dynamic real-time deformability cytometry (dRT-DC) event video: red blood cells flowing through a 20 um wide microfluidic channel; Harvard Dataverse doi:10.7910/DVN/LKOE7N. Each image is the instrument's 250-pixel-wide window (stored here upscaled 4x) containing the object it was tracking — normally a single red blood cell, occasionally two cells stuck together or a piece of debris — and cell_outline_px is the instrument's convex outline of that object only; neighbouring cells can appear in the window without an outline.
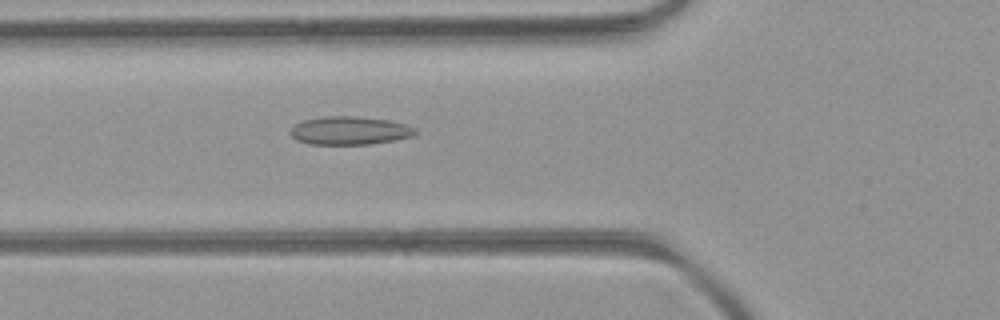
{"species": "common noctule bat (a hibernating species)", "species_latin": "Nyctalus noctula", "temperature_condition": "room temperature", "stored_images_in_passage": 51, "camera_frame_rate_fps": 3000, "um_per_image_px": 0.085, "animal": {"sex": "female", "body_mass_g": 21.9}, "frame": {"image": 1, "passage_image": 19, "time_ms": 6.0, "image_size_px": [1000, 320], "cell_outline_px": [[416, 132], [412, 136], [396, 140], [372, 144], [308, 144], [296, 140], [288, 132], [296, 124], [304, 120], [324, 116], [356, 116], [388, 120], [404, 124], [416, 128]], "centroid_in_image_um": [29.71, 11.1], "position_along_channel_um": 96.1, "area_um2": 20.58}}
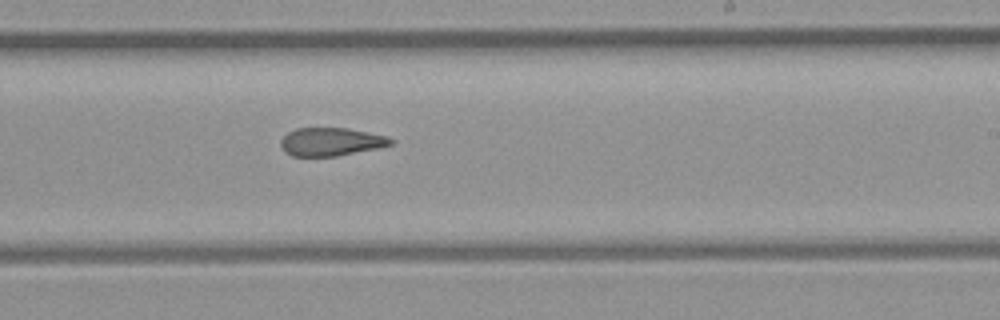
{"frame": {"image": 2, "passage_image": 31, "time_ms": 10.0, "image_size_px": [1000, 320], "cell_outline_px": [[396, 140], [392, 144], [376, 148], [336, 156], [292, 156], [284, 152], [280, 144], [280, 140], [288, 132], [296, 128], [348, 128], [388, 136]], "centroid_in_image_um": [28.12, 12.04], "position_along_channel_um": 260.9, "area_um2": 18.09}}
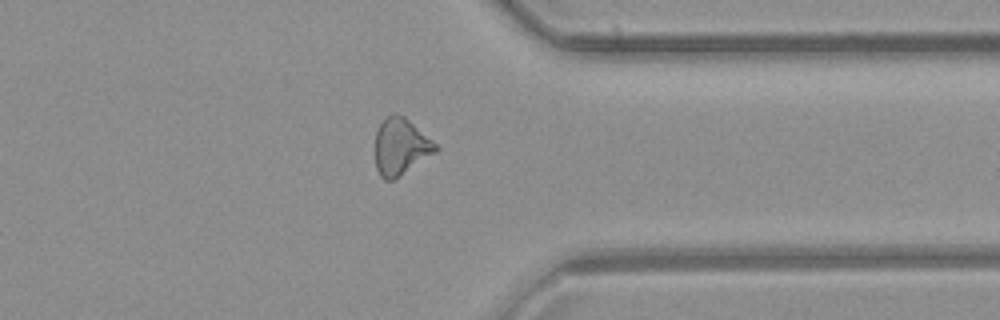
{"frame": {"image": 3, "passage_image": 40, "time_ms": 13.0, "image_size_px": [1000, 320], "cell_outline_px": [[440, 148], [436, 152], [392, 180], [384, 180], [380, 176], [376, 168], [376, 132], [380, 124], [392, 112], [404, 116], [432, 140]], "centroid_in_image_um": [34.05, 12.46], "position_along_channel_um": 377.3, "area_um2": 19.59}, "authors_computed_cell_mechanics": {"area_um2": 19.8254, "velocity_mm_per_s": 4.1058, "shape_relaxation_time_tau1_ms": null, "shape_relaxation_time_tau2_ms": 2.5912, "deformation_change_tau1": null, "deformation_change_tau2": 0.1021}}